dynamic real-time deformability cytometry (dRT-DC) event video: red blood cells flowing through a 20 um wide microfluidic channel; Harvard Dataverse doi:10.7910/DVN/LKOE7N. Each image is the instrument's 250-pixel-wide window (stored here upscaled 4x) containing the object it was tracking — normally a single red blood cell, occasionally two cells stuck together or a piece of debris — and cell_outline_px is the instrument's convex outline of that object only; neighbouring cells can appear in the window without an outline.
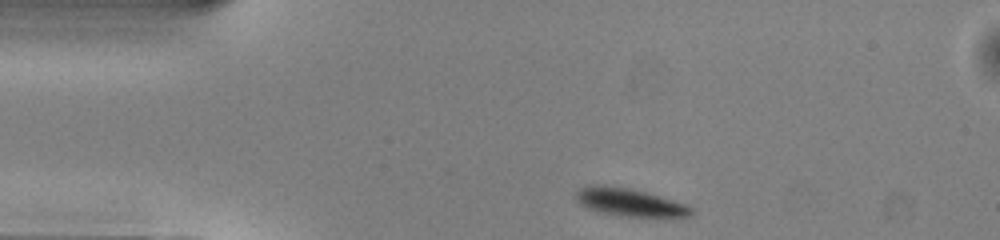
{"species": "common noctule bat (a hibernating species)", "species_latin": "Nyctalus noctula", "temperature_condition": "warm", "stored_images_in_passage": 42, "camera_frame_rate_fps": 3000, "um_per_image_px": 0.085, "animal": {"sex": "male", "body_mass_g": 13.0, "forearm_length_mm": 53.1}, "frame": {"image": 1, "passage_image": 1, "time_ms": 0.0, "image_size_px": [1000, 240], "cell_outline_px": [[692, 216], [628, 216], [596, 212], [580, 204], [576, 200], [576, 192], [580, 188], [588, 184], [604, 184], [632, 188], [672, 200], [684, 204], [692, 208]], "centroid_in_image_um": [53.42, 17.16], "position_along_channel_um": 31.6, "area_um2": 18.61}}
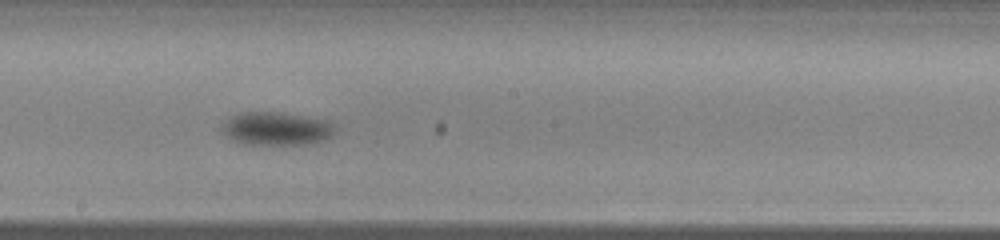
{"frame": {"image": 2, "passage_image": 19, "time_ms": 6.0, "image_size_px": [1000, 240], "cell_outline_px": [[336, 132], [332, 136], [316, 144], [240, 144], [232, 140], [220, 132], [220, 124], [228, 116], [240, 112], [280, 112], [328, 120], [336, 128]], "centroid_in_image_um": [23.45, 10.93], "position_along_channel_um": 224.8, "area_um2": 22.54}}
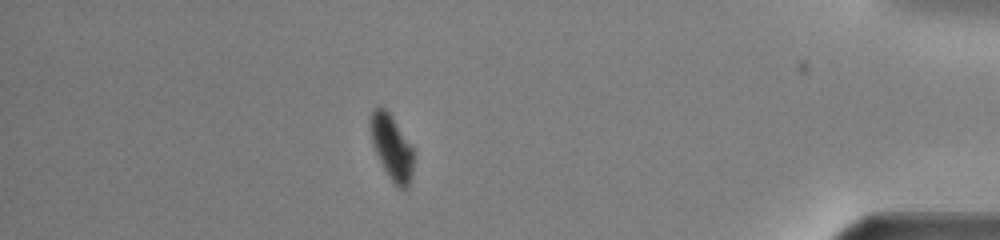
{"frame": {"image": 3, "passage_image": 36, "time_ms": 11.667, "image_size_px": [1000, 240], "cell_outline_px": [[412, 172], [408, 188], [400, 188], [388, 176], [376, 152], [372, 140], [372, 108], [384, 108], [388, 112], [412, 148]], "centroid_in_image_um": [33.31, 12.57], "position_along_channel_um": 401.9, "area_um2": 15.2}, "authors_computed_cell_mechanics": {"area_um2": 21.2415, "velocity_mm_per_s": 3.9786, "shape_relaxation_time_tau1_ms": 2.3774, "shape_relaxation_time_tau2_ms": null, "deformation_change_tau1": 0.1049, "deformation_change_tau2": null}}